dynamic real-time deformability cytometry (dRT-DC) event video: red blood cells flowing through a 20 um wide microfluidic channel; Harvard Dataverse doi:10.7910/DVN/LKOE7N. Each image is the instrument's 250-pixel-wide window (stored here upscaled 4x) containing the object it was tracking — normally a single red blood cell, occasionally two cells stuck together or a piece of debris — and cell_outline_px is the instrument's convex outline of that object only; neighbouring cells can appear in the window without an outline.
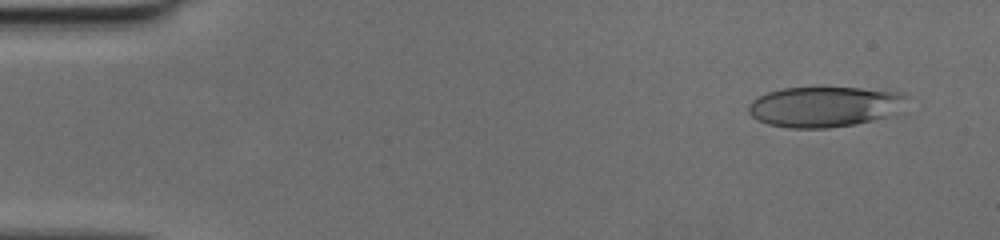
{"species": "human", "species_latin": "Homo sapiens", "temperature_condition": "cold", "stored_images_in_passage": 49, "camera_frame_rate_fps": 3000, "um_per_image_px": 0.085, "donor": {"sex": "female"}, "frame": {"image": 1, "passage_image": 4, "time_ms": 1.0, "image_size_px": [1000, 240], "cell_outline_px": [[908, 96], [884, 116], [852, 124], [828, 128], [788, 128], [768, 124], [752, 116], [748, 112], [748, 108], [752, 100], [768, 92], [780, 88], [860, 88], [896, 92]], "centroid_in_image_um": [69.91, 9.06], "position_along_channel_um": 15.1, "area_um2": 36.01}}
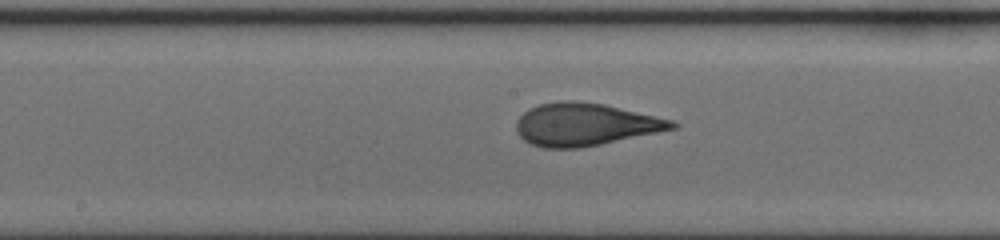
{"frame": {"image": 2, "passage_image": 26, "time_ms": 8.333, "image_size_px": [1000, 240], "cell_outline_px": [[680, 124], [676, 128], [600, 144], [580, 148], [544, 148], [532, 144], [524, 140], [516, 132], [516, 120], [528, 108], [540, 104], [560, 100], [572, 100], [604, 104], [672, 120]], "centroid_in_image_um": [49.69, 10.57], "position_along_channel_um": 198.5, "area_um2": 38.49}}
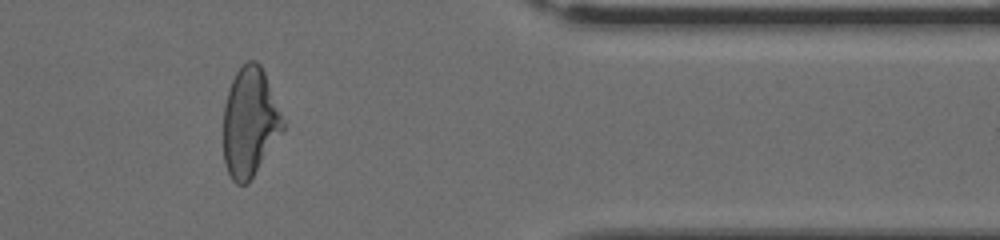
{"frame": {"image": 3, "passage_image": 41, "time_ms": 13.333, "image_size_px": [1000, 240], "cell_outline_px": [[284, 128], [248, 184], [236, 184], [232, 180], [224, 164], [224, 104], [228, 88], [236, 72], [248, 60], [256, 60], [260, 64], [264, 72], [284, 120]], "centroid_in_image_um": [21.21, 10.39], "position_along_channel_um": 390.2, "area_um2": 37.51}}